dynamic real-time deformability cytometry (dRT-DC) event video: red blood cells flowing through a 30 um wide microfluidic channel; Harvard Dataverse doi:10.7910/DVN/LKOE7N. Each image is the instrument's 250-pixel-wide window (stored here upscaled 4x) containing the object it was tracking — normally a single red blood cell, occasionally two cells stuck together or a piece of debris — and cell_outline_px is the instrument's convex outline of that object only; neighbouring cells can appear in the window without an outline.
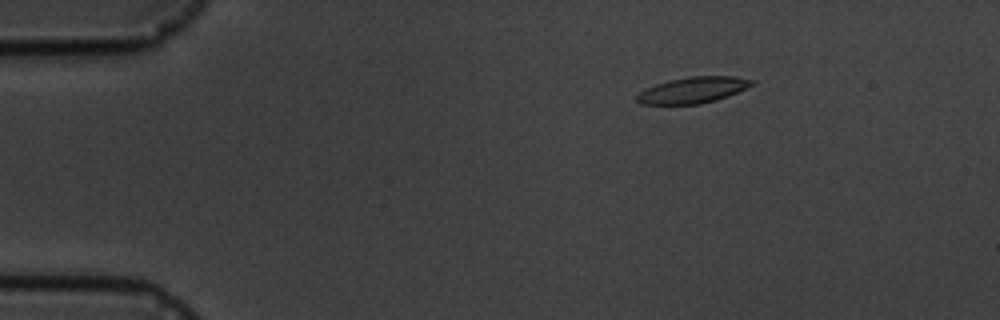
{"species": "common noctule bat (a hibernating species)", "species_latin": "Nyctalus noctula", "temperature_condition": "cold", "stored_images_in_passage": 3, "camera_frame_rate_fps": 3000, "um_per_image_px": 0.085, "animal": {"sex": "male", "body_mass_g": 19.5, "forearm_length_mm": 54.6}, "frame": {"image": 1, "passage_image": 1, "time_ms": 0.0, "image_size_px": [1000, 320], "cell_outline_px": [[756, 84], [728, 96], [716, 100], [700, 104], [640, 104], [636, 100], [636, 96], [640, 92], [656, 84], [668, 80], [688, 76], [736, 76], [756, 80]], "centroid_in_image_um": [58.95, 7.64], "position_along_channel_um": 26.0, "area_um2": 17.63}}